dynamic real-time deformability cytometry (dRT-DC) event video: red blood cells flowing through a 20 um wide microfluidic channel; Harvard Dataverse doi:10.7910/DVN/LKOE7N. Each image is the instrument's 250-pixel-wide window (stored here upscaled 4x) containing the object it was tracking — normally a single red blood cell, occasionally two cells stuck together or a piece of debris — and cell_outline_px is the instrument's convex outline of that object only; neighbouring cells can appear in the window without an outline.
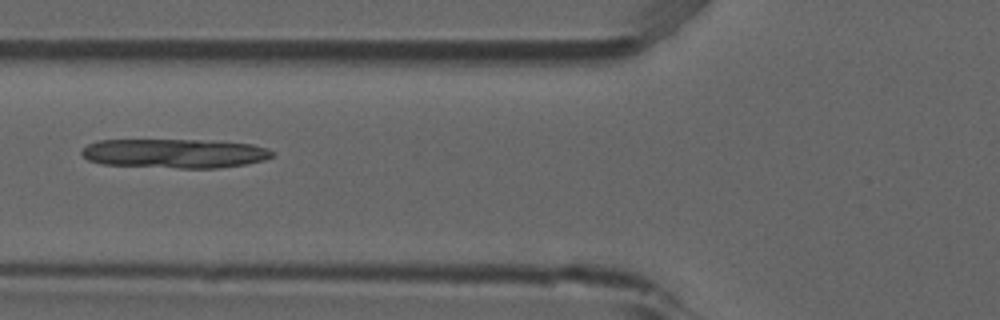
{"species": "common noctule bat (a hibernating species)", "species_latin": "Nyctalus noctula", "temperature_condition": "room temperature", "stored_images_in_passage": 7, "camera_frame_rate_fps": 3000, "um_per_image_px": 0.085, "animal": {"sex": "male", "forearm_length_mm": 52.5}, "frame": {"image": 1, "passage_image": 6, "time_ms": 1.667, "image_size_px": [1000, 320], "cell_outline_px": [[276, 152], [272, 156], [264, 160], [244, 164], [220, 168], [180, 168], [100, 164], [88, 160], [80, 152], [88, 144], [100, 140], [200, 140], [252, 144], [268, 148]], "centroid_in_image_um": [14.85, 13.04], "position_along_channel_um": 110.9, "area_um2": 32.43}}
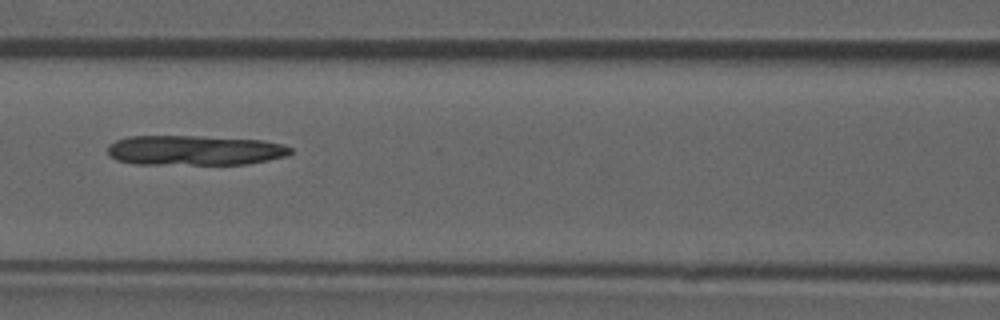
{"frame": {"image": 2, "passage_image": 7, "time_ms": 2.0, "image_size_px": [1000, 320], "cell_outline_px": [[292, 152], [288, 156], [248, 164], [136, 164], [116, 160], [108, 156], [108, 144], [116, 140], [128, 136], [200, 136], [264, 140], [284, 144], [292, 148]], "centroid_in_image_um": [16.55, 12.77], "position_along_channel_um": 150.0, "area_um2": 32.25}}